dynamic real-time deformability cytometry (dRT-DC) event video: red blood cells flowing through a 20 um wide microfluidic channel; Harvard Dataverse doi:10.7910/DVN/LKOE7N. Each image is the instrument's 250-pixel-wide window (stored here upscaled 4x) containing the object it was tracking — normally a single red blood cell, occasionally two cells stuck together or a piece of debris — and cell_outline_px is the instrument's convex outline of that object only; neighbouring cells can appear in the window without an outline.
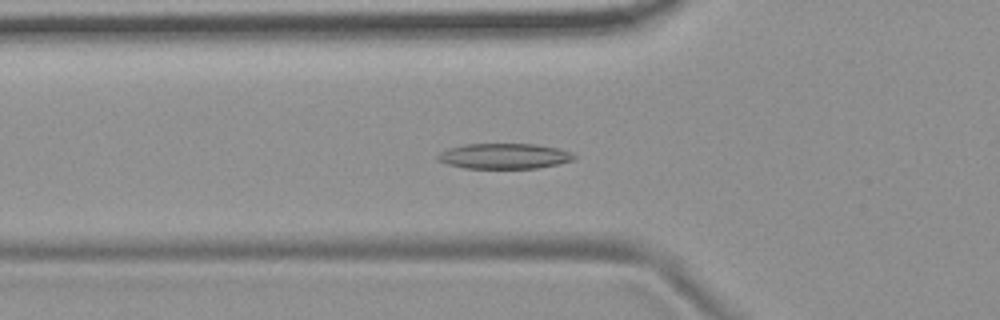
{"species": "common noctule bat (a hibernating species)", "species_latin": "Nyctalus noctula", "temperature_condition": "room temperature", "stored_images_in_passage": 55, "camera_frame_rate_fps": 3000, "um_per_image_px": 0.085, "animal": {"sex": "female", "body_mass_g": 19.9}, "frame": {"image": 1, "passage_image": 19, "time_ms": 6.0, "image_size_px": [1000, 320], "cell_outline_px": [[576, 160], [560, 164], [536, 168], [464, 168], [448, 164], [436, 160], [436, 156], [440, 152], [448, 148], [464, 144], [536, 144], [560, 148], [572, 152], [576, 156]], "centroid_in_image_um": [42.9, 13.26], "position_along_channel_um": 82.9, "area_um2": 20.46}}
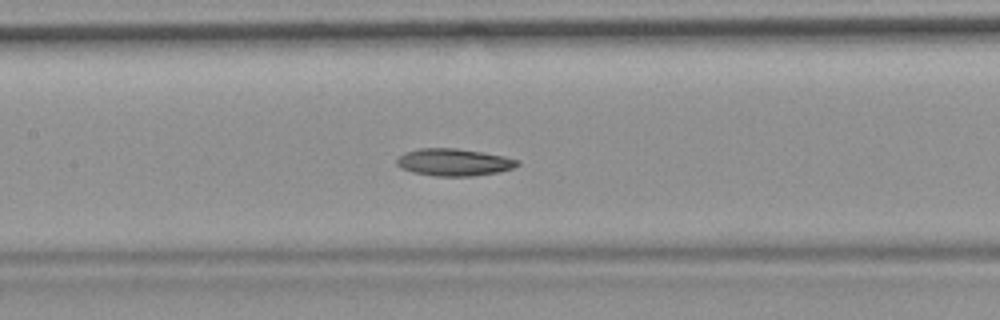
{"frame": {"image": 2, "passage_image": 26, "time_ms": 8.333, "image_size_px": [1000, 320], "cell_outline_px": [[520, 164], [512, 168], [500, 172], [472, 176], [436, 176], [412, 172], [400, 168], [396, 164], [396, 160], [404, 152], [420, 148], [456, 148], [504, 156], [520, 160]], "centroid_in_image_um": [38.57, 13.79], "position_along_channel_um": 168.8, "area_um2": 19.19}}
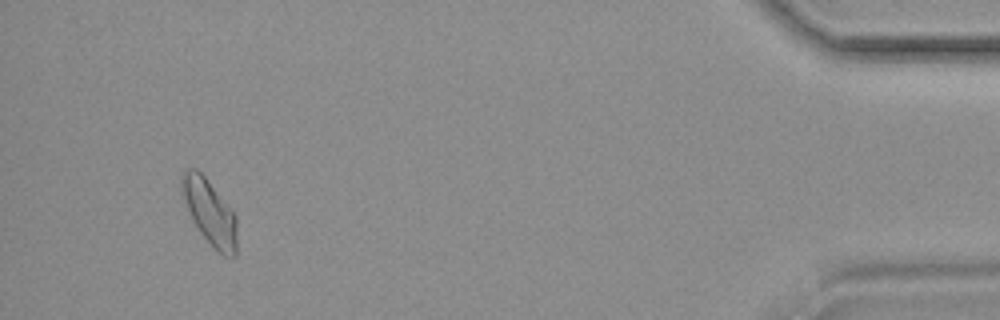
{"frame": {"image": 3, "passage_image": 52, "time_ms": 17.0, "image_size_px": [1000, 320], "cell_outline_px": [[236, 256], [224, 256], [200, 232], [188, 208], [180, 188], [180, 176], [184, 168], [196, 168], [204, 176], [236, 216]], "centroid_in_image_um": [17.8, 17.98], "position_along_channel_um": 417.4, "area_um2": 20.23}, "authors_computed_cell_mechanics": {"area_um2": 19.8254, "velocity_mm_per_s": 3.6695, "shape_relaxation_time_tau1_ms": 5.4508, "shape_relaxation_time_tau2_ms": 10.8863, "deformation_change_tau1": 0.1239, "deformation_change_tau2": 0.1767}}